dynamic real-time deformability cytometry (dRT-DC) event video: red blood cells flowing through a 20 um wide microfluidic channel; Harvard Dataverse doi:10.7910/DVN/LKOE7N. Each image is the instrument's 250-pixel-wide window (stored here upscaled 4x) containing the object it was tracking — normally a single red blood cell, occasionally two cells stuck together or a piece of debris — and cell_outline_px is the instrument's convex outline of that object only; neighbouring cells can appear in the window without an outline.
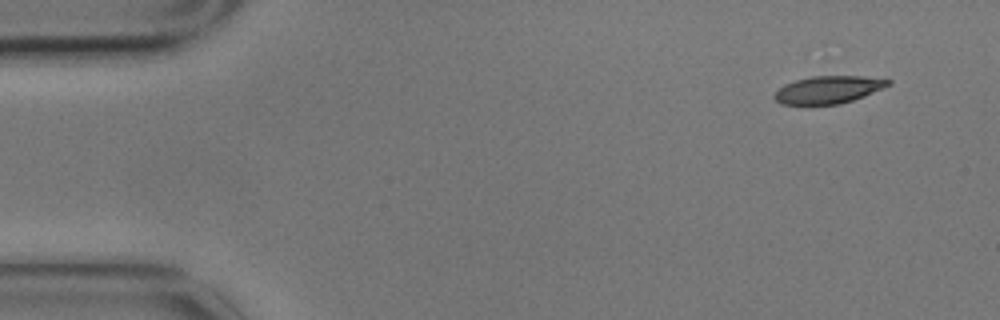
{"species": "common noctule bat (a hibernating species)", "species_latin": "Nyctalus noctula", "temperature_condition": "cold", "stored_images_in_passage": 4, "camera_frame_rate_fps": 3000, "um_per_image_px": 0.085, "animal": {"sex": "male", "body_mass_g": 17.9}, "frame": {"image": 1, "passage_image": 1, "time_ms": 0.0, "image_size_px": [1000, 320], "cell_outline_px": [[892, 84], [884, 88], [864, 96], [840, 104], [780, 104], [772, 96], [784, 84], [796, 80], [812, 76], [860, 76], [892, 80]], "centroid_in_image_um": [70.42, 7.62], "position_along_channel_um": 14.6, "area_um2": 18.15}}
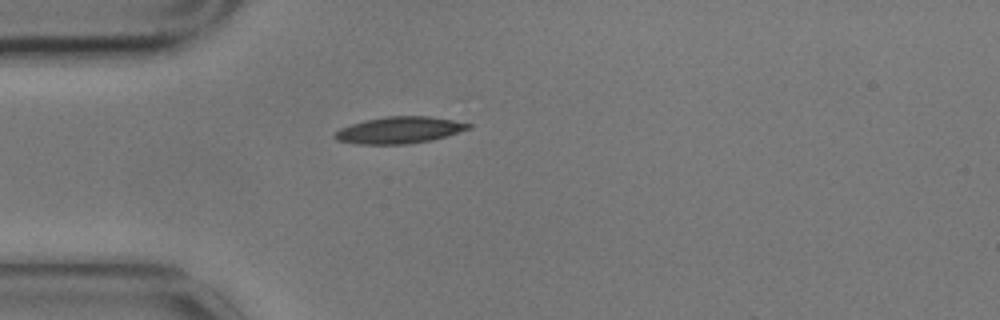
{"frame": {"image": 2, "passage_image": 4, "time_ms": 1.0, "image_size_px": [1000, 320], "cell_outline_px": [[472, 128], [448, 136], [432, 140], [404, 144], [356, 144], [336, 140], [332, 136], [340, 128], [364, 120], [384, 116], [428, 116], [452, 120], [472, 124]], "centroid_in_image_um": [33.95, 11.06], "position_along_channel_um": 51.1, "area_um2": 20.87}}